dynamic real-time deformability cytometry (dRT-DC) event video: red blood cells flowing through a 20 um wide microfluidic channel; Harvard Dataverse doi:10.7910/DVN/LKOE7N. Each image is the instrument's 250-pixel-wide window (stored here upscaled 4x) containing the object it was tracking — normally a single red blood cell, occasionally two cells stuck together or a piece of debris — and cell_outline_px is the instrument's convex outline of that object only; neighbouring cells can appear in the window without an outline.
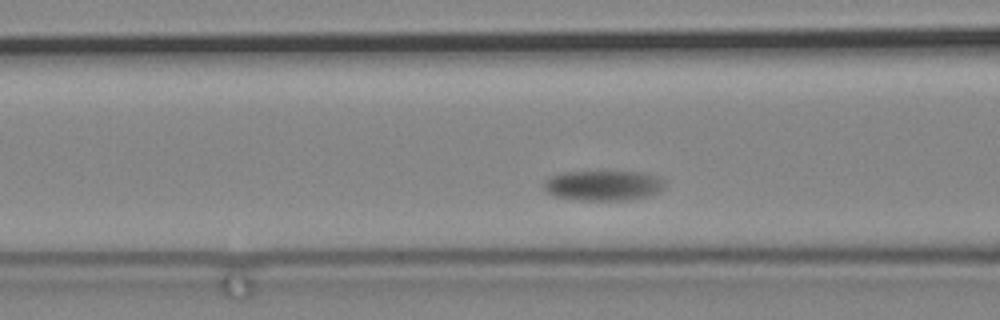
{"species": "common noctule bat (a hibernating species)", "species_latin": "Nyctalus noctula", "temperature_condition": "cold", "stored_images_in_passage": 73, "camera_frame_rate_fps": 3000, "um_per_image_px": 0.085, "animal": {"sex": "male", "body_mass_g": 19.2, "forearm_length_mm": 51.8}, "frame": {"image": 1, "passage_image": 26, "time_ms": 8.333, "image_size_px": [1000, 320], "cell_outline_px": [[664, 188], [660, 192], [648, 196], [628, 200], [584, 200], [556, 196], [548, 192], [544, 188], [544, 180], [552, 176], [564, 172], [640, 172], [660, 176], [664, 180]], "centroid_in_image_um": [51.34, 15.76], "position_along_channel_um": 115.3, "area_um2": 21.15}}
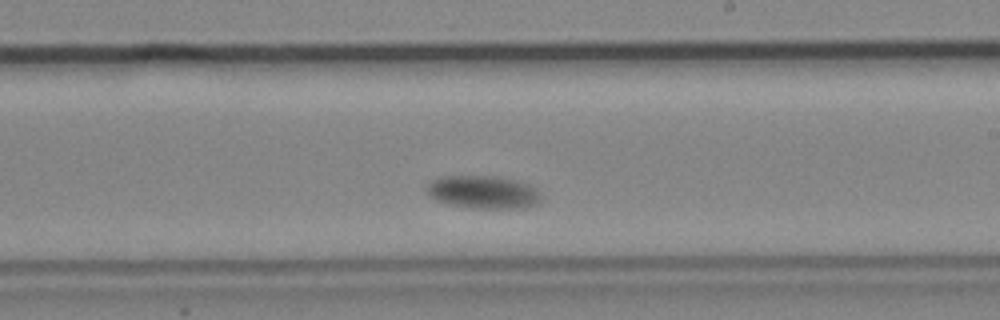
{"frame": {"image": 2, "passage_image": 41, "time_ms": 13.333, "image_size_px": [1000, 320], "cell_outline_px": [[540, 204], [524, 208], [472, 208], [448, 204], [436, 200], [428, 192], [428, 184], [432, 180], [440, 176], [496, 176], [528, 184], [536, 188], [540, 192]], "centroid_in_image_um": [41.11, 16.34], "position_along_channel_um": 247.9, "area_um2": 21.91}}
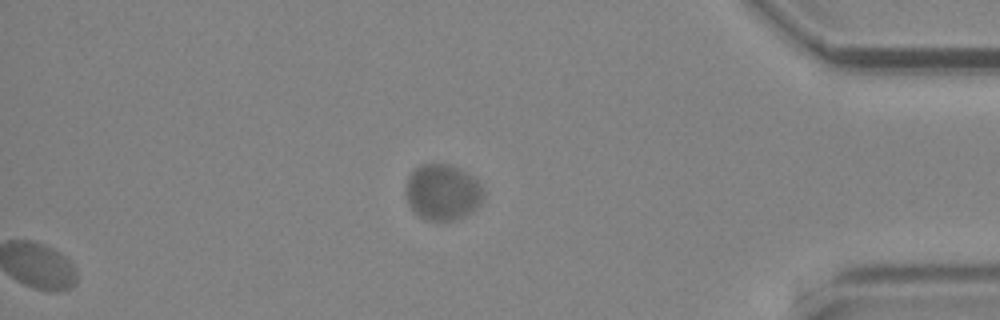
{"frame": {"image": 3, "passage_image": 73, "time_ms": 24.0, "image_size_px": [1000, 320], "cell_outline_px": [[480, 204], [472, 212], [464, 216], [452, 220], [424, 220], [408, 204], [404, 192], [404, 188], [408, 176], [420, 164], [448, 164], [460, 168], [472, 176], [480, 184]], "centroid_in_image_um": [37.56, 16.33], "position_along_channel_um": 397.6, "area_um2": 25.14}}